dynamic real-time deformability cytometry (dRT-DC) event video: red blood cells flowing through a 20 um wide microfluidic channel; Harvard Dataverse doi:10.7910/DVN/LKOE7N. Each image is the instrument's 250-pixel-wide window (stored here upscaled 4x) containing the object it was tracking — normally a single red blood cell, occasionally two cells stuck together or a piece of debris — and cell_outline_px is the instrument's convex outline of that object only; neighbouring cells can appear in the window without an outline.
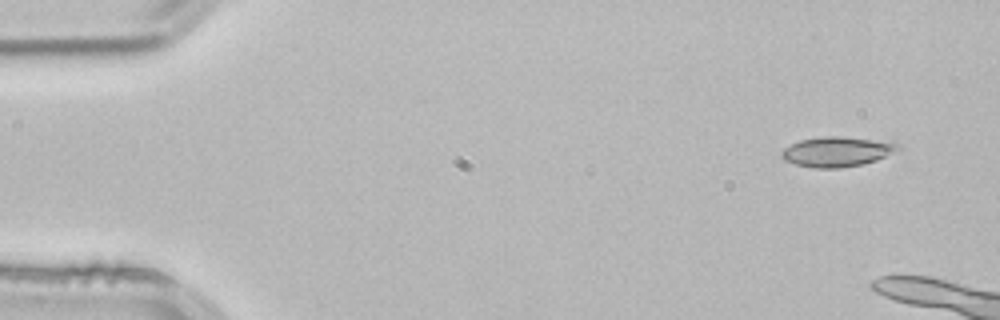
{"species": "common noctule bat (a hibernating species)", "species_latin": "Nyctalus noctula", "temperature_condition": "room temperature", "stored_images_in_passage": 4, "camera_frame_rate_fps": 3000, "um_per_image_px": 0.085, "animal": {"sex": "male", "body_mass_g": 21.5, "forearm_length_mm": 52.0}, "frame": {"image": 1, "passage_image": 1, "time_ms": 0.0, "image_size_px": [1000, 320], "cell_outline_px": [[904, 148], [876, 160], [860, 164], [836, 168], [816, 168], [796, 164], [784, 160], [780, 156], [780, 152], [784, 148], [800, 140], [824, 136], [840, 136], [872, 140], [900, 144]], "centroid_in_image_um": [71.12, 12.89], "position_along_channel_um": 13.9, "area_um2": 20.06}}
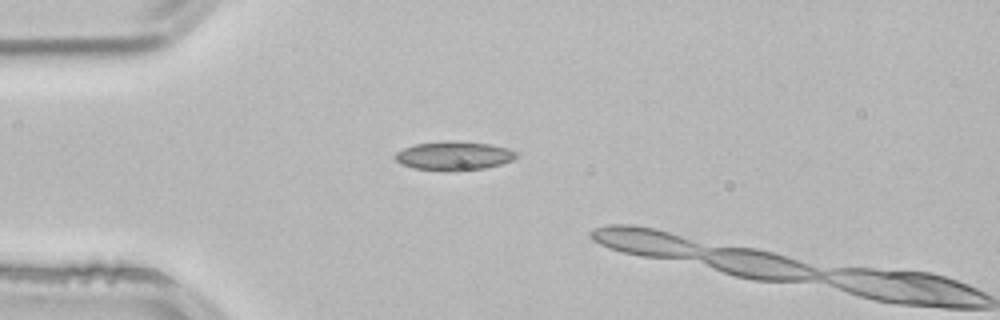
{"frame": {"image": 2, "passage_image": 3, "time_ms": 0.667, "image_size_px": [1000, 320], "cell_outline_px": [[516, 156], [512, 160], [500, 164], [484, 168], [460, 172], [456, 172], [416, 168], [400, 164], [396, 160], [396, 152], [404, 148], [416, 144], [448, 140], [452, 140], [488, 144], [508, 148], [516, 152]], "centroid_in_image_um": [38.58, 13.25], "position_along_channel_um": 46.4, "area_um2": 20.35}}